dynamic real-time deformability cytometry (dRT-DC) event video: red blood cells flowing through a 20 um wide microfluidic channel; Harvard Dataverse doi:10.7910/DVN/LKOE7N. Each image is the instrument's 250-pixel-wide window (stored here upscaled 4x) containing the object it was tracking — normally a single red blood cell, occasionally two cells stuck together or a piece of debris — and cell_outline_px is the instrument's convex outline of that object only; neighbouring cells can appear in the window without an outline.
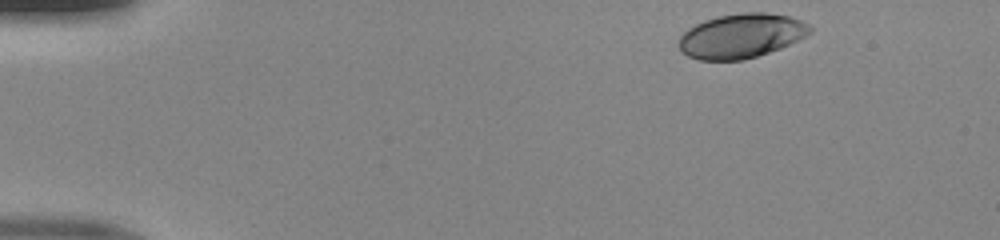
{"species": "human", "species_latin": "Homo sapiens", "temperature_condition": "room temperature", "stored_images_in_passage": 44, "camera_frame_rate_fps": 3000, "um_per_image_px": 0.085, "donor": {"sex": "male"}, "frame": {"image": 1, "passage_image": 1, "time_ms": 0.0, "image_size_px": [1000, 240], "cell_outline_px": [[812, 32], [780, 48], [756, 56], [740, 60], [700, 60], [688, 56], [680, 52], [680, 36], [688, 28], [704, 20], [716, 16], [740, 12], [764, 12], [792, 16], [812, 24]], "centroid_in_image_um": [63.02, 3.02], "position_along_channel_um": 22.0, "area_um2": 34.04}}
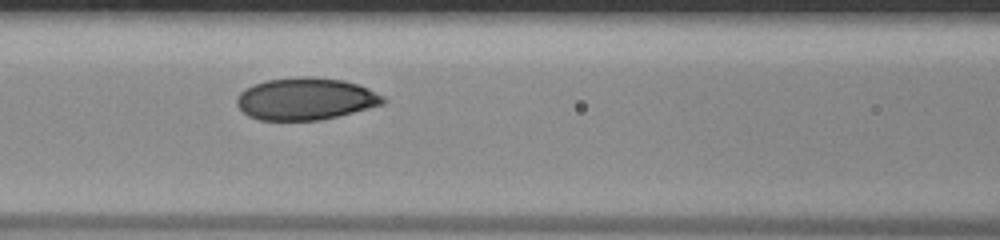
{"frame": {"image": 2, "passage_image": 17, "time_ms": 5.333, "image_size_px": [1000, 240], "cell_outline_px": [[388, 100], [384, 104], [320, 120], [260, 120], [248, 116], [236, 104], [236, 96], [244, 88], [268, 80], [300, 76], [312, 76], [344, 80], [360, 84], [384, 96]], "centroid_in_image_um": [25.99, 8.39], "position_along_channel_um": 140.6, "area_um2": 36.07}}
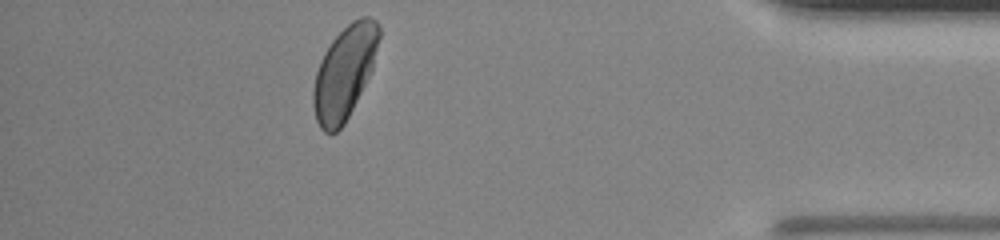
{"frame": {"image": 3, "passage_image": 39, "time_ms": 12.667, "image_size_px": [1000, 240], "cell_outline_px": [[380, 36], [372, 68], [344, 124], [336, 132], [324, 132], [320, 128], [316, 120], [312, 104], [312, 92], [316, 72], [320, 60], [324, 52], [332, 40], [352, 20], [360, 16], [368, 16], [376, 20], [380, 24]], "centroid_in_image_um": [29.26, 6.13], "position_along_channel_um": 405.9, "area_um2": 35.32}}